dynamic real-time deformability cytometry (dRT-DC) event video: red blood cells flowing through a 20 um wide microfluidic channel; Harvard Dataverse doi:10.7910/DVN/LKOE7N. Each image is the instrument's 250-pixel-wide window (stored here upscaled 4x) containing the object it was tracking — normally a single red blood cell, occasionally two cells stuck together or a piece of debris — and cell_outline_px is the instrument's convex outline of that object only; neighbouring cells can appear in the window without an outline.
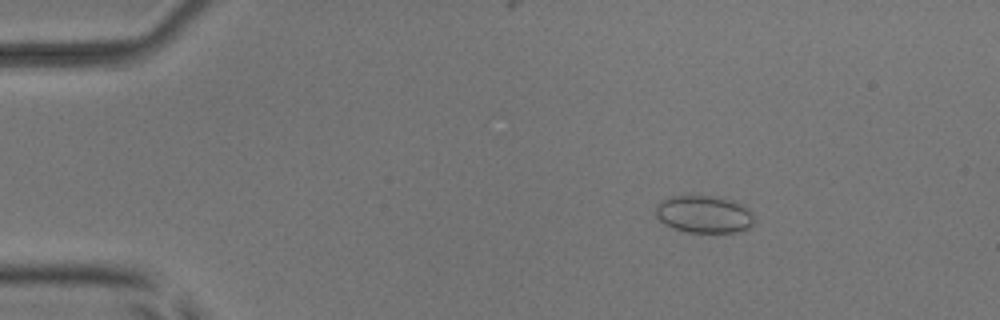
{"species": "common noctule bat (a hibernating species)", "species_latin": "Nyctalus noctula", "temperature_condition": "room temperature", "stored_images_in_passage": 5, "camera_frame_rate_fps": 3000, "um_per_image_px": 0.085, "animal": {"sex": "male", "body_mass_g": 17.9, "forearm_length_mm": 54.2}, "frame": {"image": 1, "passage_image": 3, "time_ms": 2.0, "image_size_px": [1000, 320], "cell_outline_px": [[752, 224], [748, 228], [740, 232], [688, 232], [672, 228], [664, 224], [656, 216], [656, 204], [660, 200], [668, 196], [716, 196], [732, 200], [744, 204], [752, 212]], "centroid_in_image_um": [59.82, 18.2], "position_along_channel_um": 25.2, "area_um2": 21.68}}